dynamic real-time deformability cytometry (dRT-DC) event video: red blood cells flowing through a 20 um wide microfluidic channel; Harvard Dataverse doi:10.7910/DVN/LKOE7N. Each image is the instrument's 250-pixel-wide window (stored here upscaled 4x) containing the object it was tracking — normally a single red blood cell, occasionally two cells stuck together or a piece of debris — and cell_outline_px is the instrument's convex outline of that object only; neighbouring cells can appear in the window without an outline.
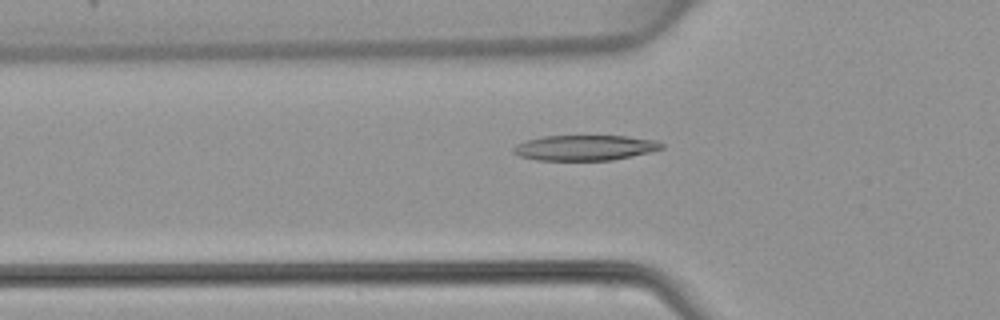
{"species": "common noctule bat (a hibernating species)", "species_latin": "Nyctalus noctula", "temperature_condition": "warm", "stored_images_in_passage": 48, "camera_frame_rate_fps": 3000, "um_per_image_px": 0.085, "animal": {"sex": "female", "body_mass_g": 22.7, "forearm_length_mm": 54.2}, "frame": {"image": 1, "passage_image": 16, "time_ms": 5.0, "image_size_px": [1000, 320], "cell_outline_px": [[664, 148], [652, 152], [612, 160], [536, 160], [520, 156], [512, 152], [512, 148], [516, 144], [528, 140], [544, 136], [628, 136], [656, 140], [664, 144]], "centroid_in_image_um": [49.75, 12.56], "position_along_channel_um": 76.1, "area_um2": 21.96}}
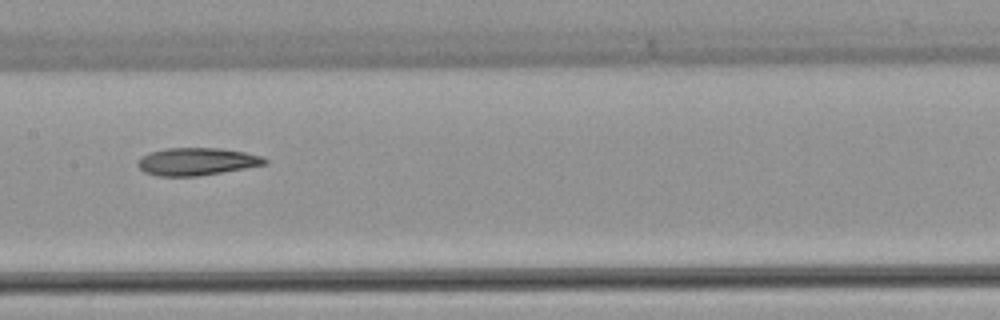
{"frame": {"image": 2, "passage_image": 24, "time_ms": 7.667, "image_size_px": [1000, 320], "cell_outline_px": [[268, 164], [196, 176], [156, 176], [144, 172], [136, 164], [140, 156], [148, 152], [164, 148], [220, 148], [244, 152], [264, 156], [268, 160]], "centroid_in_image_um": [16.69, 13.72], "position_along_channel_um": 190.7, "area_um2": 20.52}}
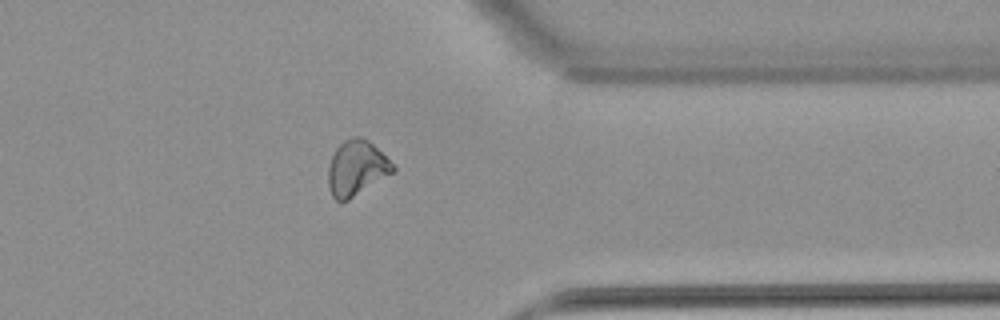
{"frame": {"image": 3, "passage_image": 38, "time_ms": 12.333, "image_size_px": [1000, 320], "cell_outline_px": [[396, 168], [392, 172], [348, 200], [340, 204], [332, 196], [328, 188], [328, 168], [332, 156], [336, 148], [344, 140], [352, 136], [360, 136], [368, 140]], "centroid_in_image_um": [30.24, 14.3], "position_along_channel_um": 381.2, "area_um2": 20.46}}